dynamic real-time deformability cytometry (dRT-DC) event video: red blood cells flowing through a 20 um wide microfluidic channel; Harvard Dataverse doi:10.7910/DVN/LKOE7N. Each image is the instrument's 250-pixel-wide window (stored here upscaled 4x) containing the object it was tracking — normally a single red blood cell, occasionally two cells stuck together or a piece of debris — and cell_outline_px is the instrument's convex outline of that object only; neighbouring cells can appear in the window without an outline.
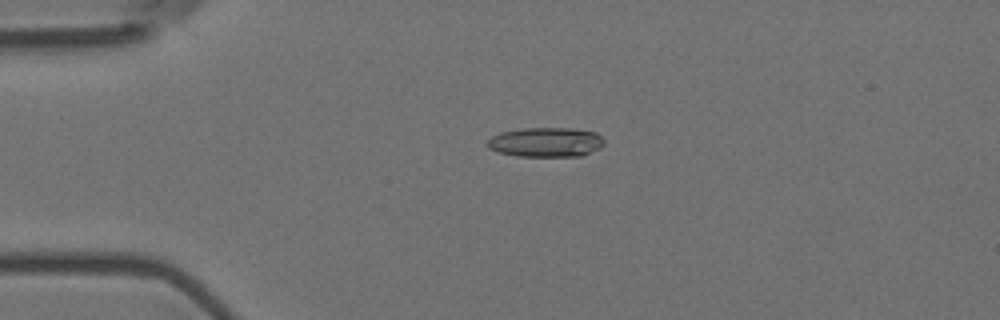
{"species": "Egyptian fruit bat (a non-hibernating species)", "species_latin": "Rousettus aegyptiacus", "temperature_condition": "room temperature", "stored_images_in_passage": 4, "camera_frame_rate_fps": 3000, "um_per_image_px": 0.085, "animal": {"sex": "female"}, "frame": {"image": 1, "passage_image": 3, "time_ms": 0.667, "image_size_px": [1000, 320], "cell_outline_px": [[604, 144], [600, 148], [580, 156], [516, 156], [496, 152], [488, 148], [484, 144], [492, 136], [500, 132], [524, 128], [572, 128], [596, 132], [604, 140]], "centroid_in_image_um": [46.36, 12.08], "position_along_channel_um": 38.6, "area_um2": 20.29}}